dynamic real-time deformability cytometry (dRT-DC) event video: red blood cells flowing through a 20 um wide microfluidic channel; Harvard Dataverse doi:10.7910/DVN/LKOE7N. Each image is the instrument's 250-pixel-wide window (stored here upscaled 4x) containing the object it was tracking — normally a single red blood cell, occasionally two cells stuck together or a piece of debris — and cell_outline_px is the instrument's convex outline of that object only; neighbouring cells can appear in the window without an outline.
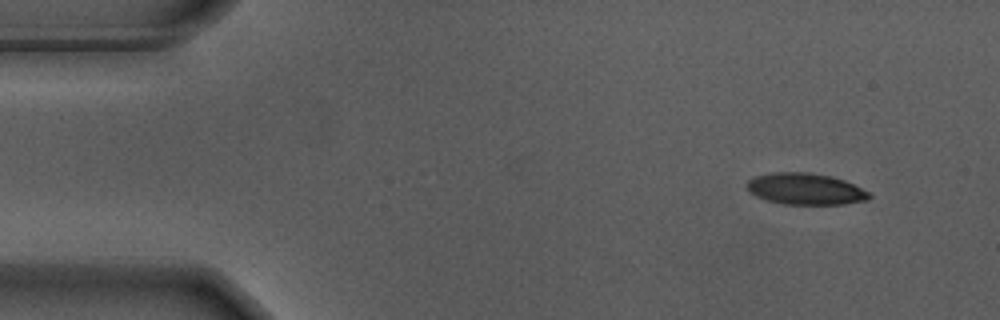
{"species": "Egyptian fruit bat (a non-hibernating species)", "species_latin": "Rousettus aegyptiacus", "temperature_condition": "warm", "stored_images_in_passage": 51, "camera_frame_rate_fps": 3000, "um_per_image_px": 0.085, "animal": {"sex": "male"}, "frame": {"image": 1, "passage_image": 1, "time_ms": 0.0, "image_size_px": [1000, 320], "cell_outline_px": [[872, 196], [868, 200], [844, 204], [784, 204], [768, 200], [756, 196], [748, 188], [748, 180], [756, 176], [776, 172], [808, 172], [832, 176], [844, 180], [868, 192]], "centroid_in_image_um": [68.49, 16.06], "position_along_channel_um": 16.5, "area_um2": 22.14}}
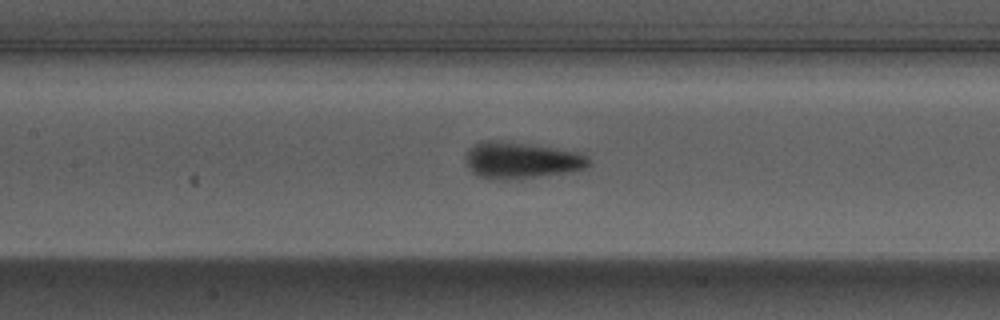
{"frame": {"image": 2, "passage_image": 21, "time_ms": 6.667, "image_size_px": [1000, 320], "cell_outline_px": [[592, 164], [584, 168], [572, 172], [504, 180], [488, 180], [476, 176], [472, 172], [464, 160], [464, 156], [468, 148], [484, 140], [496, 140], [580, 152], [588, 156], [592, 160]], "centroid_in_image_um": [44.28, 13.64], "position_along_channel_um": 163.1, "area_um2": 26.41}}
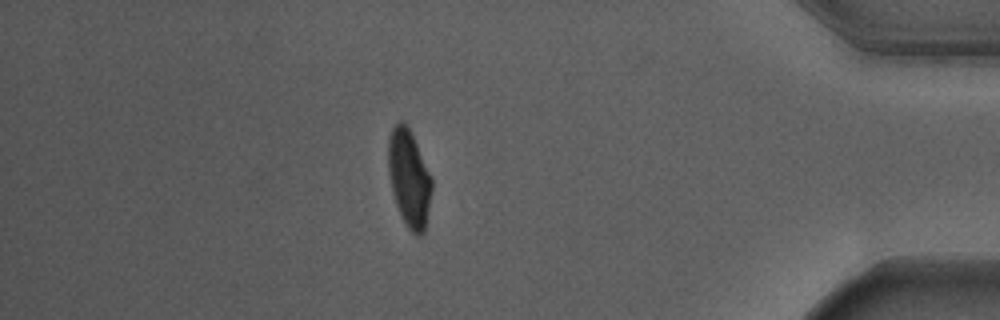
{"frame": {"image": 3, "passage_image": 44, "time_ms": 14.333, "image_size_px": [1000, 320], "cell_outline_px": [[432, 188], [424, 232], [420, 236], [416, 236], [404, 224], [396, 204], [392, 192], [388, 172], [388, 140], [392, 128], [400, 120], [404, 120], [432, 176]], "centroid_in_image_um": [34.76, 15.17], "position_along_channel_um": 400.4, "area_um2": 24.57}, "authors_computed_cell_mechanics": {"area_um2": 24.5072, "velocity_mm_per_s": 3.6807, "shape_relaxation_time_tau1_ms": 3.2355, "shape_relaxation_time_tau2_ms": 0.8188, "deformation_change_tau1": 0.1716, "deformation_change_tau2": 0.0584}}